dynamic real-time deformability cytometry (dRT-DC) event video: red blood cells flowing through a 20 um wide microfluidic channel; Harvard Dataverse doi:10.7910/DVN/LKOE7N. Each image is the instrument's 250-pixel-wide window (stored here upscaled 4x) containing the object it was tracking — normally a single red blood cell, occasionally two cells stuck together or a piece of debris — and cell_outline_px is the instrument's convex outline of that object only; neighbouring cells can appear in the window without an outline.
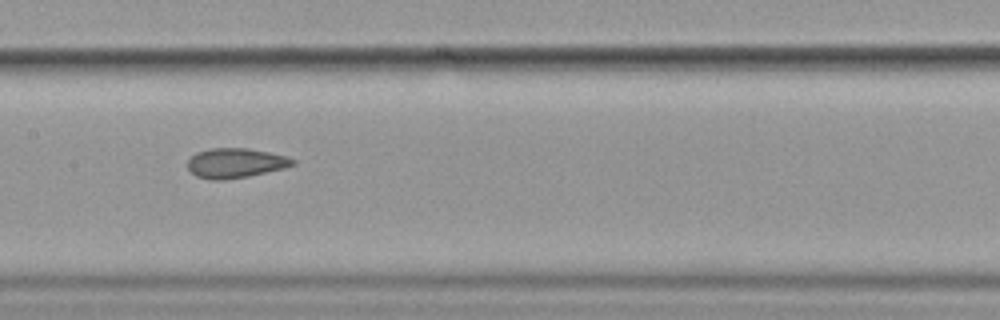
{"species": "common noctule bat (a hibernating species)", "species_latin": "Nyctalus noctula", "temperature_condition": "cold", "stored_images_in_passage": 11, "segment_of_instrument_passage": [1, 2], "camera_frame_rate_fps": 3000, "um_per_image_px": 0.085, "animal": {"sex": "female", "body_mass_g": 19.9}, "frame": {"image": 1, "passage_image": 7, "time_ms": 7.0, "image_size_px": [1000, 320], "cell_outline_px": [[296, 164], [284, 168], [248, 176], [224, 180], [212, 180], [196, 176], [188, 168], [188, 160], [196, 152], [212, 148], [248, 148], [268, 152], [284, 156], [296, 160]], "centroid_in_image_um": [20.01, 13.86], "position_along_channel_um": 187.4, "area_um2": 18.09}}
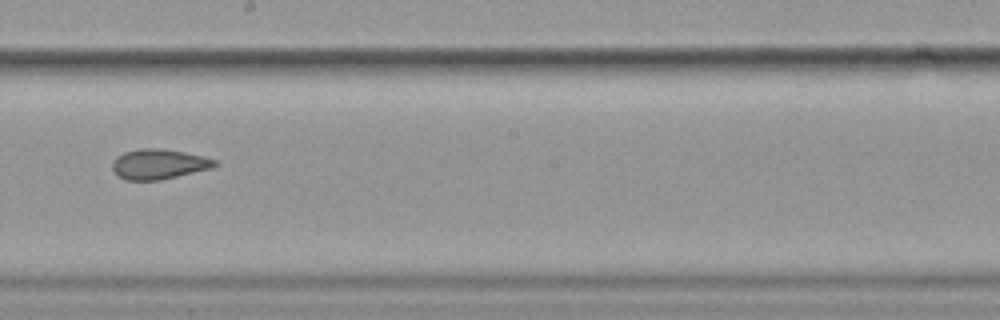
{"frame": {"image": 2, "passage_image": 8, "time_ms": 8.333, "image_size_px": [1000, 320], "cell_outline_px": [[220, 164], [212, 168], [160, 180], [124, 180], [116, 176], [112, 168], [112, 160], [116, 156], [124, 152], [140, 148], [160, 148], [184, 152], [204, 156], [216, 160]], "centroid_in_image_um": [13.47, 13.95], "position_along_channel_um": 234.7, "area_um2": 18.21}}
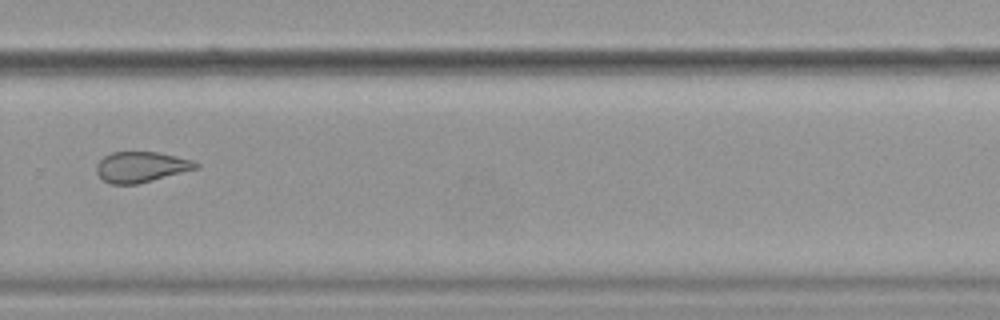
{"frame": {"image": 3, "passage_image": 10, "time_ms": 10.667, "image_size_px": [1000, 320], "cell_outline_px": [[200, 168], [136, 184], [112, 184], [104, 180], [96, 172], [96, 164], [104, 156], [112, 152], [156, 152], [176, 156], [192, 160], [200, 164]], "centroid_in_image_um": [12.01, 14.18], "position_along_channel_um": 317.8, "area_um2": 17.63}}